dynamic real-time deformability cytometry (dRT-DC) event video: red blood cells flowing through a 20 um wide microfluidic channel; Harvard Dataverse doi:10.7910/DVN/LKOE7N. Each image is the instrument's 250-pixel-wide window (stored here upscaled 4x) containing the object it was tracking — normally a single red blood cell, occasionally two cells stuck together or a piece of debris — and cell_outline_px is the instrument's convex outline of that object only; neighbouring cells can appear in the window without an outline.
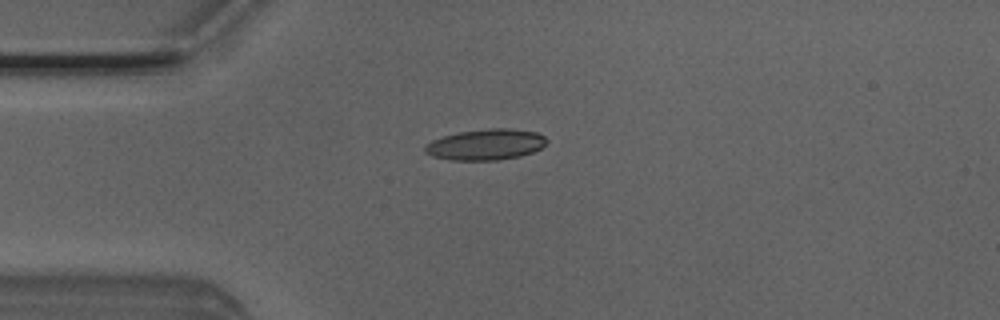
{"species": "Egyptian fruit bat (a non-hibernating species)", "species_latin": "Rousettus aegyptiacus", "temperature_condition": "room temperature", "stored_images_in_passage": 4, "camera_frame_rate_fps": 3000, "um_per_image_px": 0.085, "animal": {"sex": "male"}, "frame": {"image": 1, "passage_image": 3, "time_ms": 0.667, "image_size_px": [1000, 320], "cell_outline_px": [[548, 140], [540, 148], [532, 152], [520, 156], [496, 160], [448, 160], [432, 156], [424, 152], [424, 148], [432, 140], [444, 136], [460, 132], [488, 128], [508, 128], [536, 132], [544, 136]], "centroid_in_image_um": [41.28, 12.29], "position_along_channel_um": 43.7, "area_um2": 21.79}}